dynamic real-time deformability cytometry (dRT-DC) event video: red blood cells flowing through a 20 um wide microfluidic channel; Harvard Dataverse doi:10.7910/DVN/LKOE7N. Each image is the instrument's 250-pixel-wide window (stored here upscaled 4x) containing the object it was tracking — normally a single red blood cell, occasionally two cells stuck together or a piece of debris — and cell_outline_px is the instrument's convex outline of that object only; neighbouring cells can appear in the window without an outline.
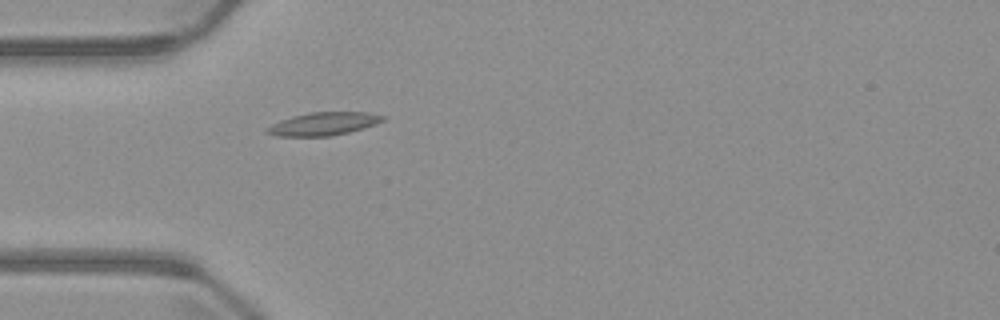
{"species": "common noctule bat (a hibernating species)", "species_latin": "Nyctalus noctula", "temperature_condition": "warm", "stored_images_in_passage": 2, "camera_frame_rate_fps": 3000, "um_per_image_px": 0.085, "animal": {"sex": "male", "body_mass_g": 23.1, "forearm_length_mm": 52.7}, "frame": {"image": 1, "passage_image": 2, "time_ms": 1.333, "image_size_px": [1000, 320], "cell_outline_px": [[384, 120], [376, 124], [364, 128], [348, 132], [328, 136], [276, 136], [268, 132], [268, 128], [272, 124], [280, 120], [292, 116], [308, 112], [372, 112], [384, 116]], "centroid_in_image_um": [27.54, 10.51], "position_along_channel_um": 57.5, "area_um2": 15.43}}